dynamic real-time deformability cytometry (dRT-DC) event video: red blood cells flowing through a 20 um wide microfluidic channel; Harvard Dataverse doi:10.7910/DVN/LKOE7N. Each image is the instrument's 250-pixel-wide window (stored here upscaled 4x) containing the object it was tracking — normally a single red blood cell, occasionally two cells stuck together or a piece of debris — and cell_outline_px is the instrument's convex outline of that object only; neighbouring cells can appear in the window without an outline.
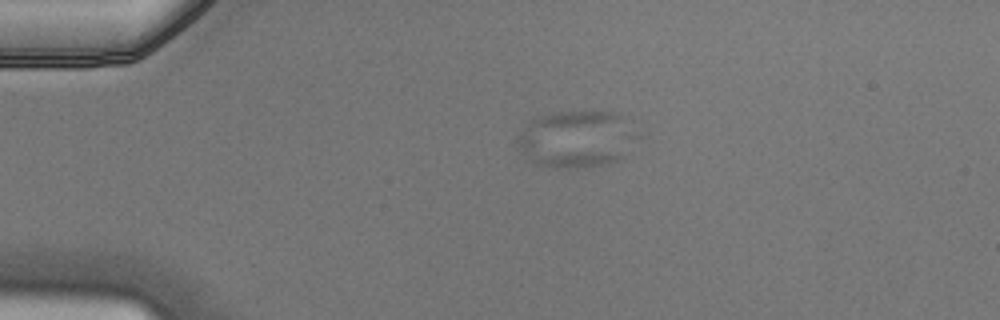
{"species": "Egyptian fruit bat (a non-hibernating species)", "species_latin": "Rousettus aegyptiacus", "temperature_condition": "cold", "stored_images_in_passage": 2, "camera_frame_rate_fps": 3000, "um_per_image_px": 0.085, "animal": {"sex": "male"}, "frame": {"image": 1, "passage_image": 1, "time_ms": 0.0, "image_size_px": [1000, 320], "cell_outline_px": [[624, 156], [620, 160], [604, 164], [560, 168], [536, 164], [516, 148], [516, 140], [532, 120], [552, 112], [620, 112]], "centroid_in_image_um": [48.72, 11.84], "position_along_channel_um": 36.3, "area_um2": 36.7}}